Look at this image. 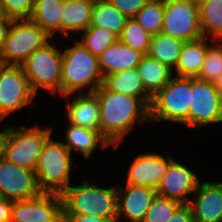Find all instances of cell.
Returning <instances> with one entry per match:
<instances>
[{"mask_svg":"<svg viewBox=\"0 0 222 222\" xmlns=\"http://www.w3.org/2000/svg\"><path fill=\"white\" fill-rule=\"evenodd\" d=\"M94 94L100 104L99 132L114 148L135 124L150 121V106L142 98L111 91L104 84Z\"/></svg>","mask_w":222,"mask_h":222,"instance_id":"cell-1","label":"cell"},{"mask_svg":"<svg viewBox=\"0 0 222 222\" xmlns=\"http://www.w3.org/2000/svg\"><path fill=\"white\" fill-rule=\"evenodd\" d=\"M61 68L60 96L94 93L104 81L98 57L76 40L74 46L65 48Z\"/></svg>","mask_w":222,"mask_h":222,"instance_id":"cell-2","label":"cell"},{"mask_svg":"<svg viewBox=\"0 0 222 222\" xmlns=\"http://www.w3.org/2000/svg\"><path fill=\"white\" fill-rule=\"evenodd\" d=\"M85 180L82 185H70L61 194L63 215L117 219V187L103 188Z\"/></svg>","mask_w":222,"mask_h":222,"instance_id":"cell-3","label":"cell"},{"mask_svg":"<svg viewBox=\"0 0 222 222\" xmlns=\"http://www.w3.org/2000/svg\"><path fill=\"white\" fill-rule=\"evenodd\" d=\"M52 128L14 127L2 128V156L21 167L36 169L39 155L46 140L52 135Z\"/></svg>","mask_w":222,"mask_h":222,"instance_id":"cell-4","label":"cell"},{"mask_svg":"<svg viewBox=\"0 0 222 222\" xmlns=\"http://www.w3.org/2000/svg\"><path fill=\"white\" fill-rule=\"evenodd\" d=\"M71 161L70 150L50 136L43 145L35 169L40 190L62 194L70 186Z\"/></svg>","mask_w":222,"mask_h":222,"instance_id":"cell-5","label":"cell"},{"mask_svg":"<svg viewBox=\"0 0 222 222\" xmlns=\"http://www.w3.org/2000/svg\"><path fill=\"white\" fill-rule=\"evenodd\" d=\"M191 90L192 77L173 76L152 96L150 121L162 120L188 125Z\"/></svg>","mask_w":222,"mask_h":222,"instance_id":"cell-6","label":"cell"},{"mask_svg":"<svg viewBox=\"0 0 222 222\" xmlns=\"http://www.w3.org/2000/svg\"><path fill=\"white\" fill-rule=\"evenodd\" d=\"M49 41L51 37L30 19H14L0 49V63L21 65Z\"/></svg>","mask_w":222,"mask_h":222,"instance_id":"cell-7","label":"cell"},{"mask_svg":"<svg viewBox=\"0 0 222 222\" xmlns=\"http://www.w3.org/2000/svg\"><path fill=\"white\" fill-rule=\"evenodd\" d=\"M62 60L63 53L55 44L48 42L21 64L36 94L39 88H43L60 95Z\"/></svg>","mask_w":222,"mask_h":222,"instance_id":"cell-8","label":"cell"},{"mask_svg":"<svg viewBox=\"0 0 222 222\" xmlns=\"http://www.w3.org/2000/svg\"><path fill=\"white\" fill-rule=\"evenodd\" d=\"M199 15L195 0H166L161 33L184 42L202 38Z\"/></svg>","mask_w":222,"mask_h":222,"instance_id":"cell-9","label":"cell"},{"mask_svg":"<svg viewBox=\"0 0 222 222\" xmlns=\"http://www.w3.org/2000/svg\"><path fill=\"white\" fill-rule=\"evenodd\" d=\"M35 97L36 93L21 65L0 63V121L28 106Z\"/></svg>","mask_w":222,"mask_h":222,"instance_id":"cell-10","label":"cell"},{"mask_svg":"<svg viewBox=\"0 0 222 222\" xmlns=\"http://www.w3.org/2000/svg\"><path fill=\"white\" fill-rule=\"evenodd\" d=\"M222 122L221 94L215 83L192 77L188 126L198 128Z\"/></svg>","mask_w":222,"mask_h":222,"instance_id":"cell-11","label":"cell"},{"mask_svg":"<svg viewBox=\"0 0 222 222\" xmlns=\"http://www.w3.org/2000/svg\"><path fill=\"white\" fill-rule=\"evenodd\" d=\"M41 193L34 170L14 164L3 156L0 157V197L19 201Z\"/></svg>","mask_w":222,"mask_h":222,"instance_id":"cell-12","label":"cell"},{"mask_svg":"<svg viewBox=\"0 0 222 222\" xmlns=\"http://www.w3.org/2000/svg\"><path fill=\"white\" fill-rule=\"evenodd\" d=\"M63 213V200L59 193L41 194L13 201L10 222H54Z\"/></svg>","mask_w":222,"mask_h":222,"instance_id":"cell-13","label":"cell"},{"mask_svg":"<svg viewBox=\"0 0 222 222\" xmlns=\"http://www.w3.org/2000/svg\"><path fill=\"white\" fill-rule=\"evenodd\" d=\"M199 183L200 181L193 171L172 159L156 188V193L158 196L187 204L189 199L186 195L194 194Z\"/></svg>","mask_w":222,"mask_h":222,"instance_id":"cell-14","label":"cell"},{"mask_svg":"<svg viewBox=\"0 0 222 222\" xmlns=\"http://www.w3.org/2000/svg\"><path fill=\"white\" fill-rule=\"evenodd\" d=\"M156 195V189L151 187L132 184L117 187V222L122 216L124 222H143Z\"/></svg>","mask_w":222,"mask_h":222,"instance_id":"cell-15","label":"cell"},{"mask_svg":"<svg viewBox=\"0 0 222 222\" xmlns=\"http://www.w3.org/2000/svg\"><path fill=\"white\" fill-rule=\"evenodd\" d=\"M173 158L168 159L160 154H140L133 159L127 174V183L156 189L167 171Z\"/></svg>","mask_w":222,"mask_h":222,"instance_id":"cell-16","label":"cell"},{"mask_svg":"<svg viewBox=\"0 0 222 222\" xmlns=\"http://www.w3.org/2000/svg\"><path fill=\"white\" fill-rule=\"evenodd\" d=\"M197 199L189 200L195 222H222V182H201L194 192Z\"/></svg>","mask_w":222,"mask_h":222,"instance_id":"cell-17","label":"cell"},{"mask_svg":"<svg viewBox=\"0 0 222 222\" xmlns=\"http://www.w3.org/2000/svg\"><path fill=\"white\" fill-rule=\"evenodd\" d=\"M73 96V101L69 98L67 104V119L70 124L81 126L86 129L99 131V111L100 104L94 93L69 94L63 97ZM75 96V97H74Z\"/></svg>","mask_w":222,"mask_h":222,"instance_id":"cell-18","label":"cell"},{"mask_svg":"<svg viewBox=\"0 0 222 222\" xmlns=\"http://www.w3.org/2000/svg\"><path fill=\"white\" fill-rule=\"evenodd\" d=\"M143 56L144 54L140 51L134 50L118 40L101 53L98 60L103 77L105 78L110 74L137 68Z\"/></svg>","mask_w":222,"mask_h":222,"instance_id":"cell-19","label":"cell"},{"mask_svg":"<svg viewBox=\"0 0 222 222\" xmlns=\"http://www.w3.org/2000/svg\"><path fill=\"white\" fill-rule=\"evenodd\" d=\"M208 38L185 41L181 47L179 59L175 67V76L197 77L206 57Z\"/></svg>","mask_w":222,"mask_h":222,"instance_id":"cell-20","label":"cell"},{"mask_svg":"<svg viewBox=\"0 0 222 222\" xmlns=\"http://www.w3.org/2000/svg\"><path fill=\"white\" fill-rule=\"evenodd\" d=\"M94 3L82 0H64L61 16V34L69 37L68 32H83L90 26Z\"/></svg>","mask_w":222,"mask_h":222,"instance_id":"cell-21","label":"cell"},{"mask_svg":"<svg viewBox=\"0 0 222 222\" xmlns=\"http://www.w3.org/2000/svg\"><path fill=\"white\" fill-rule=\"evenodd\" d=\"M66 141L63 144L70 150L83 154L85 158H89L96 150L99 143L102 148L111 146L109 142L100 134L99 131L86 129L81 126H75L69 123L65 131Z\"/></svg>","mask_w":222,"mask_h":222,"instance_id":"cell-22","label":"cell"},{"mask_svg":"<svg viewBox=\"0 0 222 222\" xmlns=\"http://www.w3.org/2000/svg\"><path fill=\"white\" fill-rule=\"evenodd\" d=\"M145 91L152 97L174 76L172 69L148 55L137 66Z\"/></svg>","mask_w":222,"mask_h":222,"instance_id":"cell-23","label":"cell"},{"mask_svg":"<svg viewBox=\"0 0 222 222\" xmlns=\"http://www.w3.org/2000/svg\"><path fill=\"white\" fill-rule=\"evenodd\" d=\"M103 84L111 91L142 98L149 106L152 97L145 91L137 68L107 75Z\"/></svg>","mask_w":222,"mask_h":222,"instance_id":"cell-24","label":"cell"},{"mask_svg":"<svg viewBox=\"0 0 222 222\" xmlns=\"http://www.w3.org/2000/svg\"><path fill=\"white\" fill-rule=\"evenodd\" d=\"M64 0H35L29 18L40 26L52 39L56 32L61 33V12Z\"/></svg>","mask_w":222,"mask_h":222,"instance_id":"cell-25","label":"cell"},{"mask_svg":"<svg viewBox=\"0 0 222 222\" xmlns=\"http://www.w3.org/2000/svg\"><path fill=\"white\" fill-rule=\"evenodd\" d=\"M184 41L158 33L151 37L147 55L174 70Z\"/></svg>","mask_w":222,"mask_h":222,"instance_id":"cell-26","label":"cell"},{"mask_svg":"<svg viewBox=\"0 0 222 222\" xmlns=\"http://www.w3.org/2000/svg\"><path fill=\"white\" fill-rule=\"evenodd\" d=\"M198 4L203 37L210 36L213 42L222 40V0H202Z\"/></svg>","mask_w":222,"mask_h":222,"instance_id":"cell-27","label":"cell"},{"mask_svg":"<svg viewBox=\"0 0 222 222\" xmlns=\"http://www.w3.org/2000/svg\"><path fill=\"white\" fill-rule=\"evenodd\" d=\"M127 19L108 0H98L93 5L90 26L105 27L120 36Z\"/></svg>","mask_w":222,"mask_h":222,"instance_id":"cell-28","label":"cell"},{"mask_svg":"<svg viewBox=\"0 0 222 222\" xmlns=\"http://www.w3.org/2000/svg\"><path fill=\"white\" fill-rule=\"evenodd\" d=\"M82 34L79 42L96 57L119 40L118 35L105 27L89 26Z\"/></svg>","mask_w":222,"mask_h":222,"instance_id":"cell-29","label":"cell"},{"mask_svg":"<svg viewBox=\"0 0 222 222\" xmlns=\"http://www.w3.org/2000/svg\"><path fill=\"white\" fill-rule=\"evenodd\" d=\"M164 17V1L149 0L133 17L151 36L161 33Z\"/></svg>","mask_w":222,"mask_h":222,"instance_id":"cell-30","label":"cell"},{"mask_svg":"<svg viewBox=\"0 0 222 222\" xmlns=\"http://www.w3.org/2000/svg\"><path fill=\"white\" fill-rule=\"evenodd\" d=\"M151 37L134 18H128L119 40L134 50L147 55Z\"/></svg>","mask_w":222,"mask_h":222,"instance_id":"cell-31","label":"cell"},{"mask_svg":"<svg viewBox=\"0 0 222 222\" xmlns=\"http://www.w3.org/2000/svg\"><path fill=\"white\" fill-rule=\"evenodd\" d=\"M209 45L202 68L196 77L202 81L215 83L222 74V43L215 41Z\"/></svg>","mask_w":222,"mask_h":222,"instance_id":"cell-32","label":"cell"},{"mask_svg":"<svg viewBox=\"0 0 222 222\" xmlns=\"http://www.w3.org/2000/svg\"><path fill=\"white\" fill-rule=\"evenodd\" d=\"M180 205L176 200L156 195L143 222H167Z\"/></svg>","mask_w":222,"mask_h":222,"instance_id":"cell-33","label":"cell"},{"mask_svg":"<svg viewBox=\"0 0 222 222\" xmlns=\"http://www.w3.org/2000/svg\"><path fill=\"white\" fill-rule=\"evenodd\" d=\"M35 0H0L1 12L13 19H29Z\"/></svg>","mask_w":222,"mask_h":222,"instance_id":"cell-34","label":"cell"},{"mask_svg":"<svg viewBox=\"0 0 222 222\" xmlns=\"http://www.w3.org/2000/svg\"><path fill=\"white\" fill-rule=\"evenodd\" d=\"M127 18H133L149 0H108Z\"/></svg>","mask_w":222,"mask_h":222,"instance_id":"cell-35","label":"cell"},{"mask_svg":"<svg viewBox=\"0 0 222 222\" xmlns=\"http://www.w3.org/2000/svg\"><path fill=\"white\" fill-rule=\"evenodd\" d=\"M167 222H195L190 205L181 204Z\"/></svg>","mask_w":222,"mask_h":222,"instance_id":"cell-36","label":"cell"},{"mask_svg":"<svg viewBox=\"0 0 222 222\" xmlns=\"http://www.w3.org/2000/svg\"><path fill=\"white\" fill-rule=\"evenodd\" d=\"M66 222H117V219H105L88 215H63Z\"/></svg>","mask_w":222,"mask_h":222,"instance_id":"cell-37","label":"cell"},{"mask_svg":"<svg viewBox=\"0 0 222 222\" xmlns=\"http://www.w3.org/2000/svg\"><path fill=\"white\" fill-rule=\"evenodd\" d=\"M13 201L0 197V222H10Z\"/></svg>","mask_w":222,"mask_h":222,"instance_id":"cell-38","label":"cell"},{"mask_svg":"<svg viewBox=\"0 0 222 222\" xmlns=\"http://www.w3.org/2000/svg\"><path fill=\"white\" fill-rule=\"evenodd\" d=\"M14 19L7 16H0V49L7 37L10 25Z\"/></svg>","mask_w":222,"mask_h":222,"instance_id":"cell-39","label":"cell"},{"mask_svg":"<svg viewBox=\"0 0 222 222\" xmlns=\"http://www.w3.org/2000/svg\"><path fill=\"white\" fill-rule=\"evenodd\" d=\"M215 85L219 93L222 95V74L221 77L215 82Z\"/></svg>","mask_w":222,"mask_h":222,"instance_id":"cell-40","label":"cell"},{"mask_svg":"<svg viewBox=\"0 0 222 222\" xmlns=\"http://www.w3.org/2000/svg\"><path fill=\"white\" fill-rule=\"evenodd\" d=\"M54 222H66L63 213Z\"/></svg>","mask_w":222,"mask_h":222,"instance_id":"cell-41","label":"cell"},{"mask_svg":"<svg viewBox=\"0 0 222 222\" xmlns=\"http://www.w3.org/2000/svg\"><path fill=\"white\" fill-rule=\"evenodd\" d=\"M2 156V130L0 131V157Z\"/></svg>","mask_w":222,"mask_h":222,"instance_id":"cell-42","label":"cell"},{"mask_svg":"<svg viewBox=\"0 0 222 222\" xmlns=\"http://www.w3.org/2000/svg\"><path fill=\"white\" fill-rule=\"evenodd\" d=\"M82 1H87V2H90V3H95L98 0H82Z\"/></svg>","mask_w":222,"mask_h":222,"instance_id":"cell-43","label":"cell"},{"mask_svg":"<svg viewBox=\"0 0 222 222\" xmlns=\"http://www.w3.org/2000/svg\"><path fill=\"white\" fill-rule=\"evenodd\" d=\"M0 16H5V15L1 12V9H0Z\"/></svg>","mask_w":222,"mask_h":222,"instance_id":"cell-44","label":"cell"}]
</instances>
